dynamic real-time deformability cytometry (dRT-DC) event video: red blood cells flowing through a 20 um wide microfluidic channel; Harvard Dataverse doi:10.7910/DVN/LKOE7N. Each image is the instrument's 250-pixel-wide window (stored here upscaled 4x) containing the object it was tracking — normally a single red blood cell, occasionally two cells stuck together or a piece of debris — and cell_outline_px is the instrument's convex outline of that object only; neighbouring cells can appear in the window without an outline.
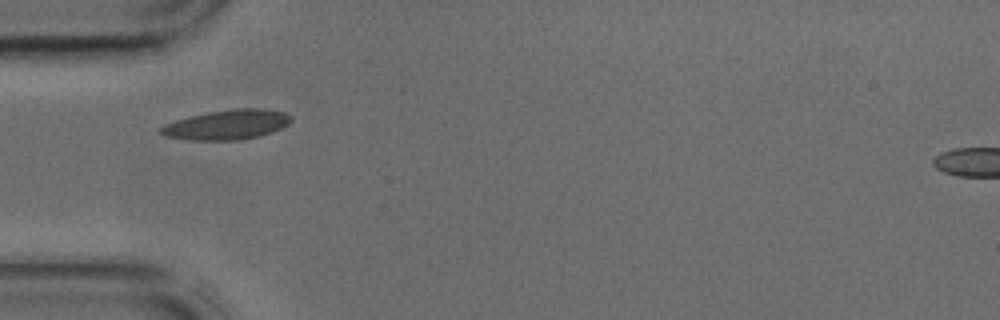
{"species": "common noctule bat (a hibernating species)", "species_latin": "Nyctalus noctula", "temperature_condition": "cold", "stored_images_in_passage": 31, "camera_frame_rate_fps": 3000, "um_per_image_px": 0.085, "animal": {"sex": "male", "body_mass_g": 17.9, "forearm_length_mm": 54.2}, "frame": {"image": 1, "passage_image": 1, "time_ms": 0.0, "image_size_px": [1000, 320], "cell_outline_px": [[292, 120], [288, 124], [280, 128], [256, 136], [240, 140], [188, 140], [164, 136], [156, 128], [164, 124], [188, 116], [208, 112], [236, 108], [260, 108], [284, 112], [292, 116]], "centroid_in_image_um": [19.23, 10.59], "position_along_channel_um": 65.8, "area_um2": 22.6}}
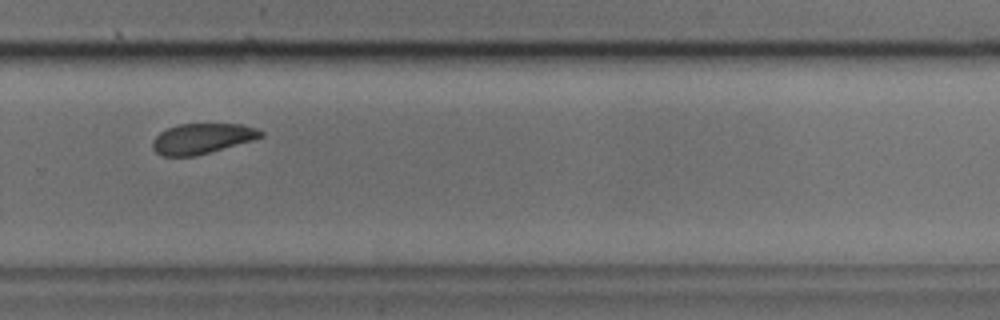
{"frame": {"image": 2, "passage_image": 17, "time_ms": 5.333, "image_size_px": [1000, 320], "cell_outline_px": [[264, 136], [252, 140], [196, 156], [160, 156], [152, 148], [152, 140], [160, 132], [168, 128], [180, 124], [240, 124], [256, 128], [264, 132]], "centroid_in_image_um": [17.15, 11.78], "position_along_channel_um": 312.6, "area_um2": 19.07}}
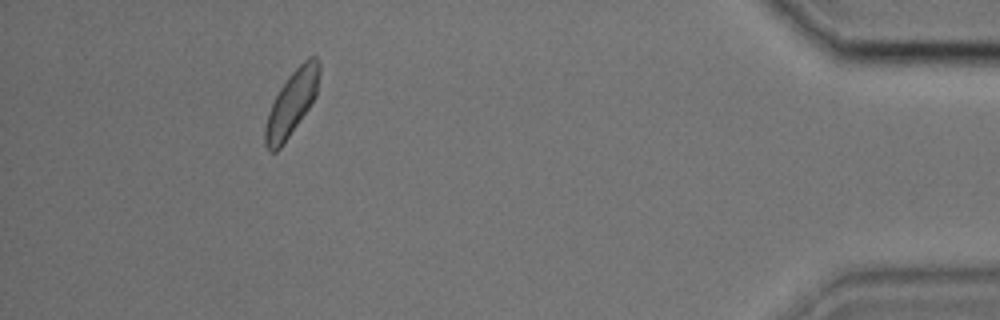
{"frame": {"image": 3, "passage_image": 27, "time_ms": 8.667, "image_size_px": [1000, 320], "cell_outline_px": [[320, 72], [316, 96], [308, 108], [280, 148], [276, 152], [268, 152], [264, 144], [264, 128], [268, 112], [280, 88], [288, 76], [308, 56], [316, 56], [320, 64]], "centroid_in_image_um": [24.78, 8.76], "position_along_channel_um": 410.4, "area_um2": 20.23}}